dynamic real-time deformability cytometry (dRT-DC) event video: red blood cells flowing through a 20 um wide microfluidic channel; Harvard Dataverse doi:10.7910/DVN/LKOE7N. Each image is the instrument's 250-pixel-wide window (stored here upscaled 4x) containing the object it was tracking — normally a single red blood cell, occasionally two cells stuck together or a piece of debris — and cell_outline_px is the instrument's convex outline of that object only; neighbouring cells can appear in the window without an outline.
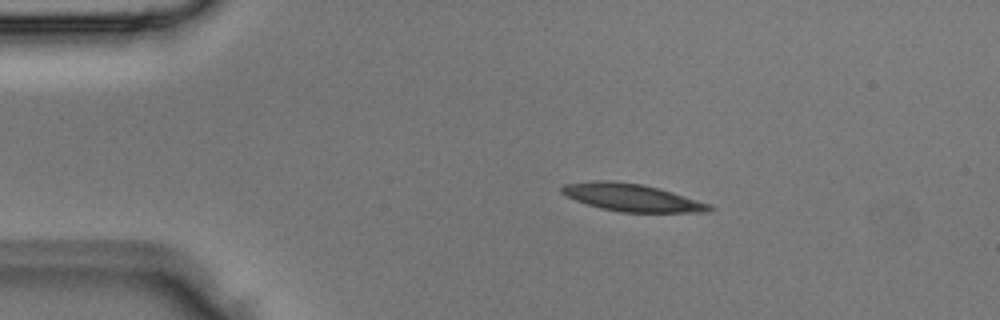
{"species": "Egyptian fruit bat (a non-hibernating species)", "species_latin": "Rousettus aegyptiacus", "temperature_condition": "room temperature", "stored_images_in_passage": 1, "camera_frame_rate_fps": 3000, "um_per_image_px": 0.085, "animal": {"sex": "male"}, "frame": {"image": 1, "passage_image": 1, "time_ms": 0.0, "image_size_px": [1000, 320], "cell_outline_px": [[716, 208], [708, 212], [620, 212], [600, 208], [576, 200], [560, 192], [560, 188], [564, 184], [592, 180], [612, 180], [640, 184], [660, 188], [712, 204]], "centroid_in_image_um": [53.74, 16.78], "position_along_channel_um": 31.3, "area_um2": 23.81}}